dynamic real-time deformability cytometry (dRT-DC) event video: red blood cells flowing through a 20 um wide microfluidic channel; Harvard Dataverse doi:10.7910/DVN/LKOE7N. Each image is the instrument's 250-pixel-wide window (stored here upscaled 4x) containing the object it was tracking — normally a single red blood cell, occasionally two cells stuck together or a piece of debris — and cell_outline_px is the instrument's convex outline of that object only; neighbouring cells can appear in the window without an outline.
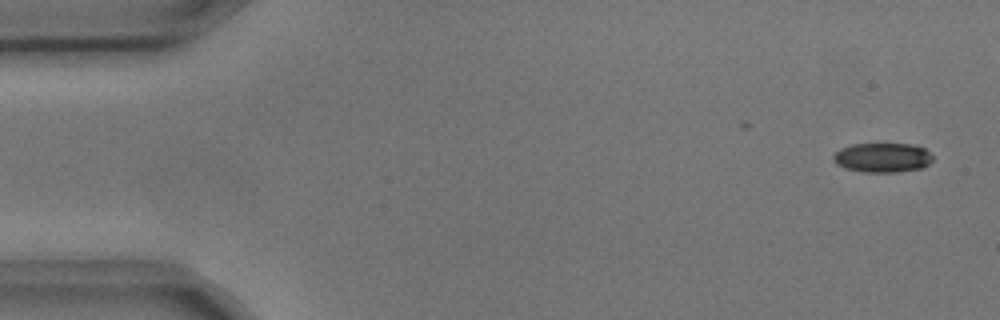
{"species": "common noctule bat (a hibernating species)", "species_latin": "Nyctalus noctula", "temperature_condition": "cold", "stored_images_in_passage": 5, "camera_frame_rate_fps": 3000, "um_per_image_px": 0.085, "animal": {"sex": "male", "body_mass_g": 17.9, "forearm_length_mm": 54.2}, "frame": {"image": 1, "passage_image": 1, "time_ms": 0.0, "image_size_px": [1000, 320], "cell_outline_px": [[932, 160], [928, 164], [920, 168], [896, 172], [864, 172], [844, 168], [836, 164], [832, 160], [832, 156], [836, 152], [852, 144], [908, 144], [924, 148], [932, 156]], "centroid_in_image_um": [74.98, 13.4], "position_along_channel_um": 10.0, "area_um2": 16.88}}